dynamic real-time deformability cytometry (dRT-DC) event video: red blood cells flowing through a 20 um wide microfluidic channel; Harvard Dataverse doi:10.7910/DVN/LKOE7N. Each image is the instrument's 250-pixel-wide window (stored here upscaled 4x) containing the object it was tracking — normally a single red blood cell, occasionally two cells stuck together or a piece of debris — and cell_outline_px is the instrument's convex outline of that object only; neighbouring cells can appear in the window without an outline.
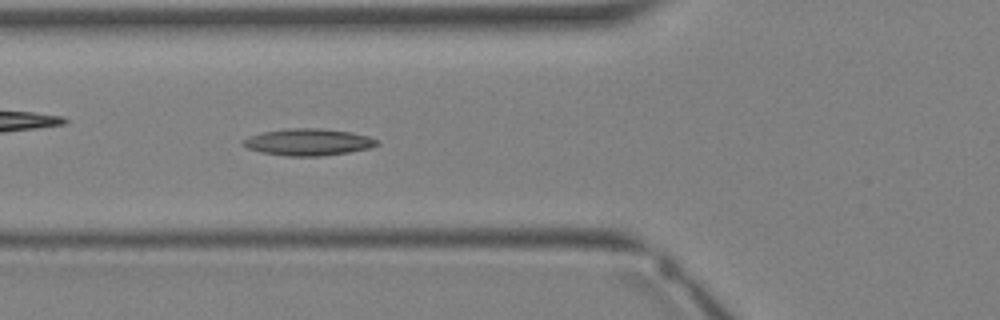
{"species": "Egyptian fruit bat (a non-hibernating species)", "species_latin": "Rousettus aegyptiacus", "temperature_condition": "warm", "stored_images_in_passage": 12, "camera_frame_rate_fps": 3000, "um_per_image_px": 0.085, "animal": {"sex": "female"}, "frame": {"image": 1, "passage_image": 12, "time_ms": 3.667, "image_size_px": [1000, 320], "cell_outline_px": [[380, 144], [368, 148], [348, 152], [324, 156], [288, 156], [260, 152], [248, 148], [240, 144], [248, 136], [264, 132], [288, 128], [324, 128], [348, 132], [368, 136], [380, 140]], "centroid_in_image_um": [26.2, 12.08], "position_along_channel_um": 99.6, "area_um2": 20.92}}